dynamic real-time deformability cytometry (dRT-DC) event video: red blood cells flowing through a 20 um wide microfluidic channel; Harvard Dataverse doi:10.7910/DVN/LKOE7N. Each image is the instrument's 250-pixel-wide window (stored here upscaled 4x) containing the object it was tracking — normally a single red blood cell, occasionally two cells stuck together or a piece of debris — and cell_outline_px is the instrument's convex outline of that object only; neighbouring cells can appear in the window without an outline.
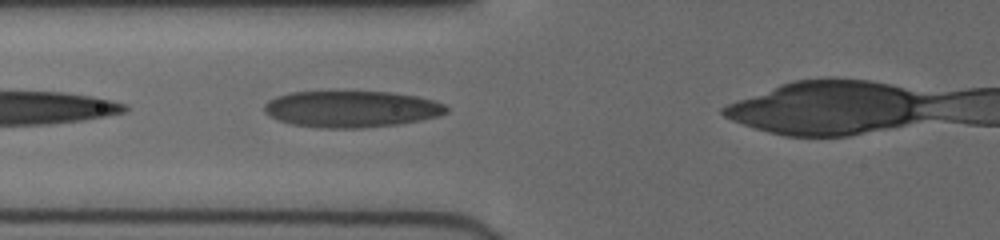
{"species": "human", "species_latin": "Homo sapiens", "temperature_condition": "cold", "stored_images_in_passage": 19, "camera_frame_rate_fps": 3000, "um_per_image_px": 0.085, "donor": {"sex": "female"}, "frame": {"image": 1, "passage_image": 4, "time_ms": 1.0, "image_size_px": [1000, 240], "cell_outline_px": [[448, 112], [440, 116], [420, 120], [396, 124], [360, 128], [320, 128], [292, 124], [280, 120], [264, 112], [264, 104], [268, 100], [276, 96], [292, 92], [388, 92], [416, 96], [432, 100], [444, 104], [448, 108]], "centroid_in_image_um": [29.87, 9.27], "position_along_channel_um": 95.9, "area_um2": 38.49}}
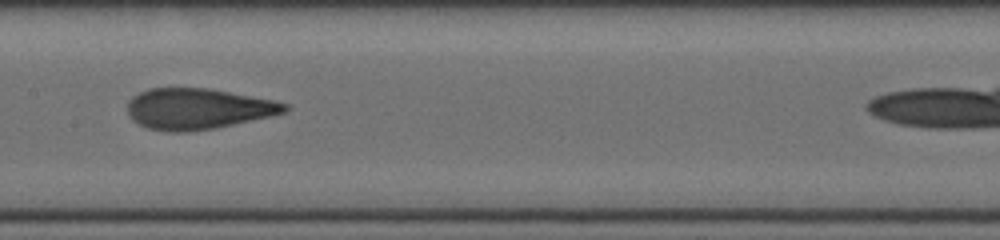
{"frame": {"image": 2, "passage_image": 11, "time_ms": 3.333, "image_size_px": [1000, 240], "cell_outline_px": [[288, 108], [284, 112], [268, 116], [216, 128], [188, 132], [168, 132], [148, 128], [132, 120], [128, 116], [128, 100], [132, 96], [148, 88], [212, 88], [272, 100], [288, 104]], "centroid_in_image_um": [16.76, 9.24], "position_along_channel_um": 190.6, "area_um2": 37.4}}
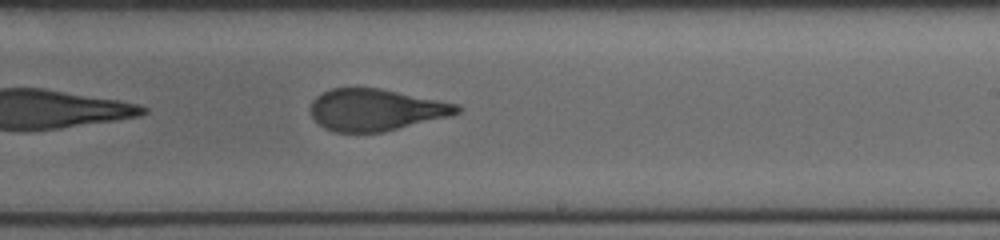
{"frame": {"image": 3, "passage_image": 16, "time_ms": 5.0, "image_size_px": [1000, 240], "cell_outline_px": [[460, 112], [448, 116], [384, 132], [336, 132], [324, 128], [312, 116], [312, 100], [316, 96], [332, 88], [380, 88], [460, 104]], "centroid_in_image_um": [31.96, 9.33], "position_along_channel_um": 257.0, "area_um2": 35.37}}